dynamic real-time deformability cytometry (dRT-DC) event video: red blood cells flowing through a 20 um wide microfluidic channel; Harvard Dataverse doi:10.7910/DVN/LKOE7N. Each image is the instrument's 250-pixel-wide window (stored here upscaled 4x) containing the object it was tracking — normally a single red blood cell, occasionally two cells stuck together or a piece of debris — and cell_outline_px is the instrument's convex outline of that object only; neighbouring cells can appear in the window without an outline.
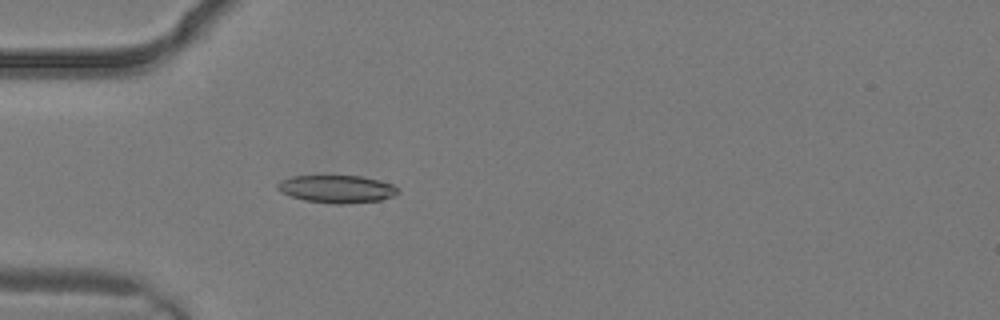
{"species": "common noctule bat (a hibernating species)", "species_latin": "Nyctalus noctula", "temperature_condition": "warm", "stored_images_in_passage": 3, "camera_frame_rate_fps": 3000, "um_per_image_px": 0.085, "animal": {"sex": "male", "body_mass_g": 19.2, "forearm_length_mm": 51.8}, "frame": {"image": 1, "passage_image": 3, "time_ms": 0.667, "image_size_px": [1000, 320], "cell_outline_px": [[400, 192], [392, 196], [380, 200], [344, 204], [332, 204], [304, 200], [280, 192], [276, 188], [276, 184], [280, 180], [292, 176], [360, 176], [392, 184]], "centroid_in_image_um": [28.58, 16.07], "position_along_channel_um": 56.4, "area_um2": 19.31}}